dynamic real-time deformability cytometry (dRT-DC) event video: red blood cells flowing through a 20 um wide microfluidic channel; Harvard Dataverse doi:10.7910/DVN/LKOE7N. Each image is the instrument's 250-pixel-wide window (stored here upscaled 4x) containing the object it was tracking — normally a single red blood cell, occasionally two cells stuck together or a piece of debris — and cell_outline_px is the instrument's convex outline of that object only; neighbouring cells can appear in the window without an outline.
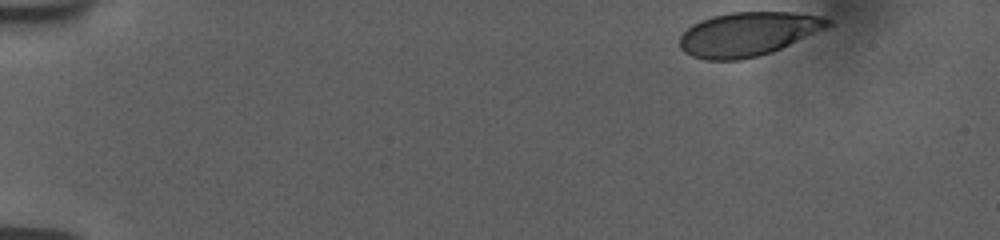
{"species": "human", "species_latin": "Homo sapiens", "temperature_condition": "room temperature", "stored_images_in_passage": 53, "camera_frame_rate_fps": 3000, "um_per_image_px": 0.085, "donor": {"sex": "female"}, "frame": {"image": 1, "passage_image": 1, "time_ms": 0.0, "image_size_px": [1000, 240], "cell_outline_px": [[832, 24], [824, 28], [772, 52], [740, 60], [708, 60], [692, 56], [684, 52], [680, 48], [680, 36], [692, 24], [700, 20], [712, 16], [732, 12], [792, 12], [820, 16], [832, 20]], "centroid_in_image_um": [63.54, 2.89], "position_along_channel_um": 21.5, "area_um2": 37.57}}
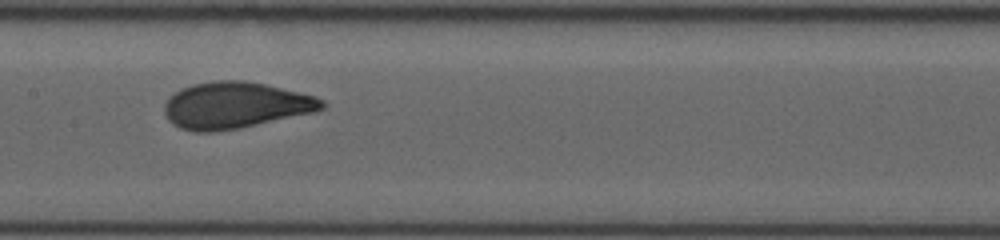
{"frame": {"image": 2, "passage_image": 24, "time_ms": 7.667, "image_size_px": [1000, 240], "cell_outline_px": [[328, 104], [324, 108], [312, 112], [240, 128], [212, 132], [196, 132], [180, 128], [172, 124], [168, 120], [164, 112], [164, 104], [180, 88], [192, 84], [212, 80], [244, 80], [264, 84], [316, 96], [324, 100]], "centroid_in_image_um": [19.99, 8.94], "position_along_channel_um": 187.4, "area_um2": 42.6}}
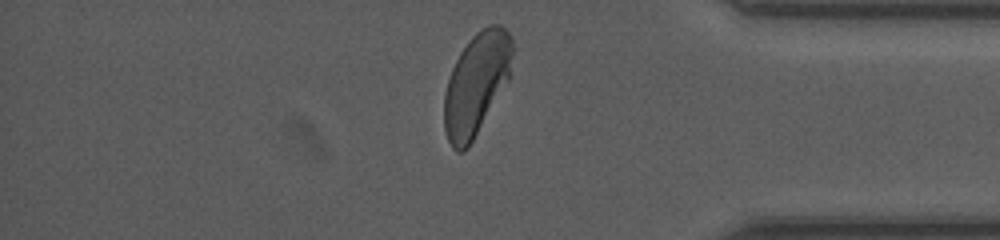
{"frame": {"image": 3, "passage_image": 51, "time_ms": 13.667, "image_size_px": [1000, 240], "cell_outline_px": [[516, 48], [508, 80], [468, 148], [464, 152], [456, 152], [452, 148], [448, 140], [444, 128], [444, 92], [452, 68], [460, 52], [472, 36], [476, 32], [488, 24], [500, 24], [512, 36]], "centroid_in_image_um": [40.51, 7.09], "position_along_channel_um": 394.7, "area_um2": 40.92}, "authors_computed_cell_mechanics": {"area_um2": 40.9224, "velocity_mm_per_s": 3.7464, "shape_relaxation_time_tau1_ms": 3.2008, "shape_relaxation_time_tau2_ms": null, "deformation_change_tau1": 0.1471, "deformation_change_tau2": null}}